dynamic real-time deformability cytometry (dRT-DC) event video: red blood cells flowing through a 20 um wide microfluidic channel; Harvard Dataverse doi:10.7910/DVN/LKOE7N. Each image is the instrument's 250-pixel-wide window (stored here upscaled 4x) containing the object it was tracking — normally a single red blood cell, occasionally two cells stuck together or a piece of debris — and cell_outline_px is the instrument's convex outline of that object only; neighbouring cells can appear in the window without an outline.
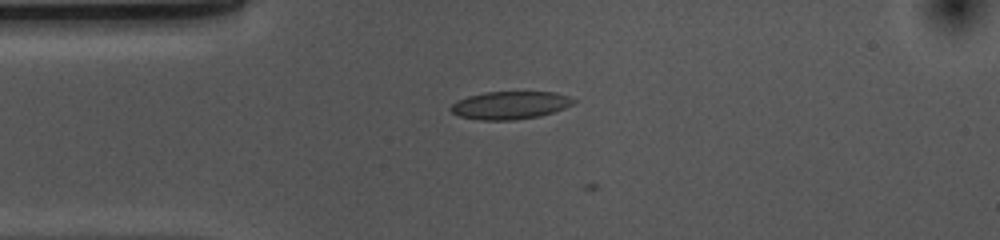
{"species": "common noctule bat (a hibernating species)", "species_latin": "Nyctalus noctula", "temperature_condition": "cold", "stored_images_in_passage": 5, "camera_frame_rate_fps": 3000, "um_per_image_px": 0.085, "animal": {"sex": "female", "body_mass_g": 10.0, "forearm_length_mm": 53.1}, "frame": {"image": 1, "passage_image": 4, "time_ms": 1.0, "image_size_px": [1000, 240], "cell_outline_px": [[576, 100], [572, 104], [564, 108], [540, 116], [512, 120], [480, 120], [460, 116], [452, 112], [448, 108], [456, 100], [468, 96], [484, 92], [556, 92], [568, 96]], "centroid_in_image_um": [43.32, 8.94], "position_along_channel_um": 41.7, "area_um2": 19.88}}